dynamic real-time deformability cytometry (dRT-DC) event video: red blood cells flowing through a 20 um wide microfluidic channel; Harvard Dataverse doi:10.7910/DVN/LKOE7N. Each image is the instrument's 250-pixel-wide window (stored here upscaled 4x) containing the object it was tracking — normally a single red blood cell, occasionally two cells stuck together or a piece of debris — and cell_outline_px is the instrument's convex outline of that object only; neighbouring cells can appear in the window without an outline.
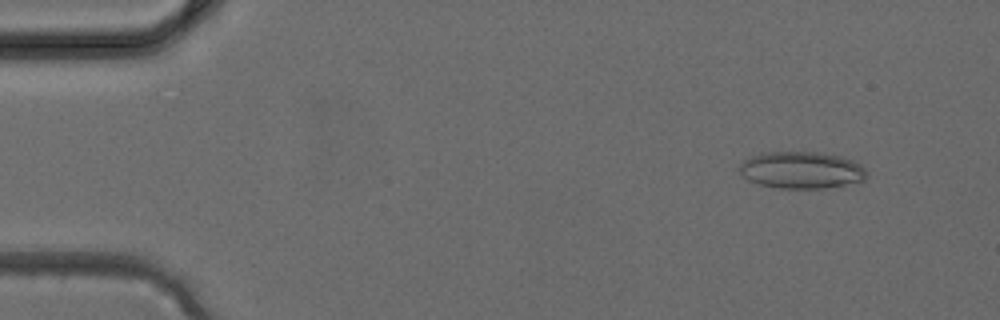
{"species": "common noctule bat (a hibernating species)", "species_latin": "Nyctalus noctula", "temperature_condition": "cold", "stored_images_in_passage": 37, "camera_frame_rate_fps": 3000, "um_per_image_px": 0.085, "animal": {"sex": "female", "body_mass_g": 24.6, "forearm_length_mm": 56.2}, "frame": {"image": 1, "passage_image": 4, "time_ms": 1.0, "image_size_px": [1000, 320], "cell_outline_px": [[868, 176], [864, 180], [824, 188], [780, 188], [760, 184], [748, 180], [736, 168], [744, 160], [760, 152], [816, 152], [840, 156], [852, 160], [860, 164], [868, 172]], "centroid_in_image_um": [68.11, 14.45], "position_along_channel_um": 16.9, "area_um2": 27.34}}
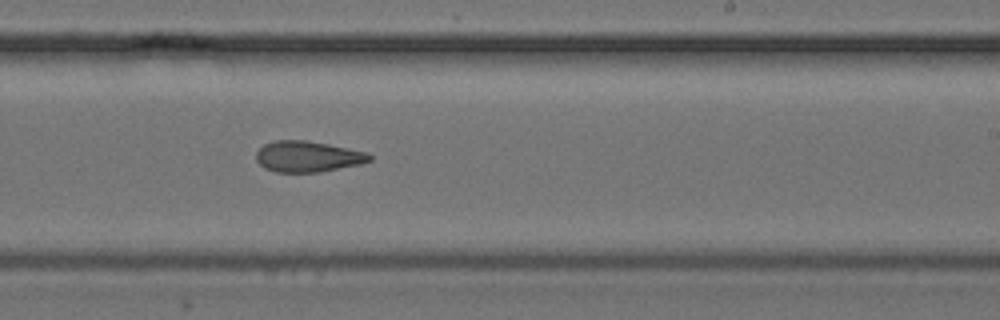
{"frame": {"image": 2, "passage_image": 23, "time_ms": 7.333, "image_size_px": [1000, 320], "cell_outline_px": [[372, 160], [360, 164], [320, 172], [276, 172], [264, 168], [256, 160], [256, 152], [264, 144], [276, 140], [308, 140], [328, 144], [364, 152], [372, 156]], "centroid_in_image_um": [26.12, 13.31], "position_along_channel_um": 262.9, "area_um2": 20.35}}
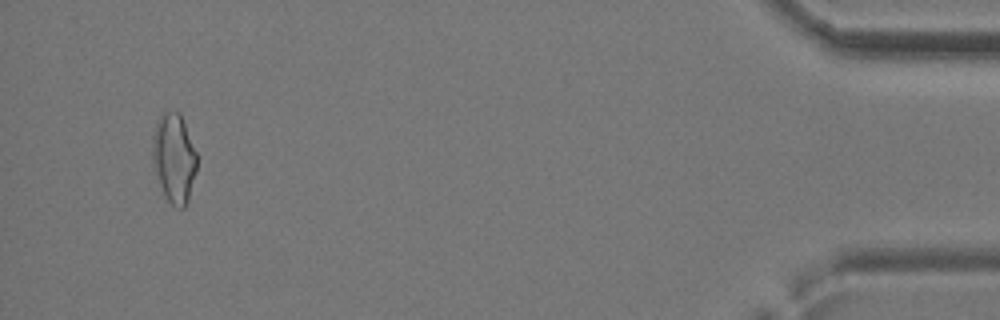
{"frame": {"image": 3, "passage_image": 36, "time_ms": 11.667, "image_size_px": [1000, 320], "cell_outline_px": [[196, 172], [188, 200], [184, 208], [176, 208], [164, 196], [152, 164], [152, 132], [156, 120], [160, 112], [180, 112], [196, 152]], "centroid_in_image_um": [14.76, 13.42], "position_along_channel_um": 420.4, "area_um2": 23.35}}